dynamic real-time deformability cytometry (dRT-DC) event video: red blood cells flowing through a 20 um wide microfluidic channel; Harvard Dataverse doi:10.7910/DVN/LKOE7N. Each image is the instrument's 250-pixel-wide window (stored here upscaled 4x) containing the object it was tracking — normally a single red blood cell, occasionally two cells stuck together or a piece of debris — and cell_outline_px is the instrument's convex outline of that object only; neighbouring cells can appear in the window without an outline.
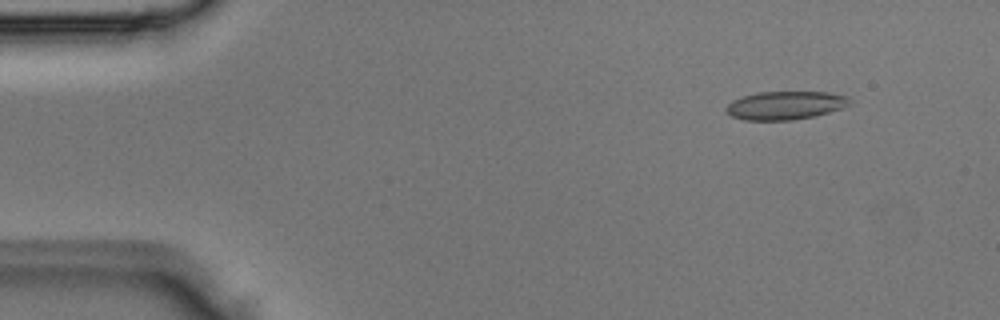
{"species": "Egyptian fruit bat (a non-hibernating species)", "species_latin": "Rousettus aegyptiacus", "temperature_condition": "room temperature", "stored_images_in_passage": 4, "camera_frame_rate_fps": 3000, "um_per_image_px": 0.085, "animal": {"sex": "male"}, "frame": {"image": 1, "passage_image": 2, "time_ms": 0.333, "image_size_px": [1000, 320], "cell_outline_px": [[852, 104], [844, 108], [816, 116], [792, 120], [744, 120], [732, 116], [724, 108], [732, 100], [756, 92], [828, 92], [848, 96]], "centroid_in_image_um": [66.79, 8.96], "position_along_channel_um": 18.2, "area_um2": 20.58}}
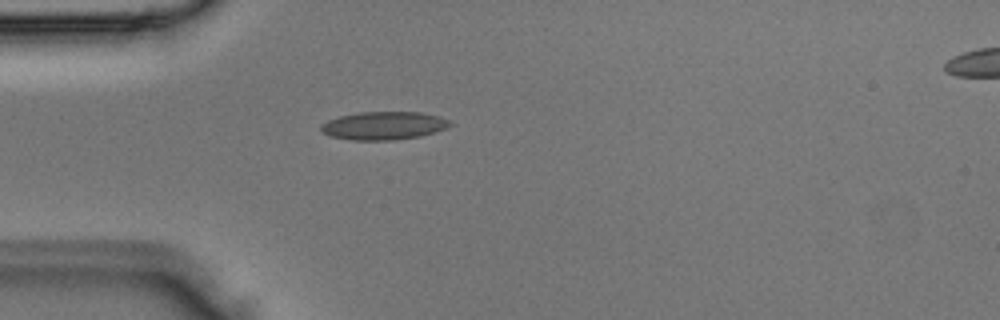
{"frame": {"image": 2, "passage_image": 4, "time_ms": 1.0, "image_size_px": [1000, 320], "cell_outline_px": [[452, 124], [448, 128], [436, 132], [420, 136], [392, 140], [352, 140], [328, 136], [320, 128], [320, 124], [328, 120], [340, 116], [360, 112], [420, 112], [440, 116], [452, 120]], "centroid_in_image_um": [32.66, 10.68], "position_along_channel_um": 52.3, "area_um2": 21.33}}